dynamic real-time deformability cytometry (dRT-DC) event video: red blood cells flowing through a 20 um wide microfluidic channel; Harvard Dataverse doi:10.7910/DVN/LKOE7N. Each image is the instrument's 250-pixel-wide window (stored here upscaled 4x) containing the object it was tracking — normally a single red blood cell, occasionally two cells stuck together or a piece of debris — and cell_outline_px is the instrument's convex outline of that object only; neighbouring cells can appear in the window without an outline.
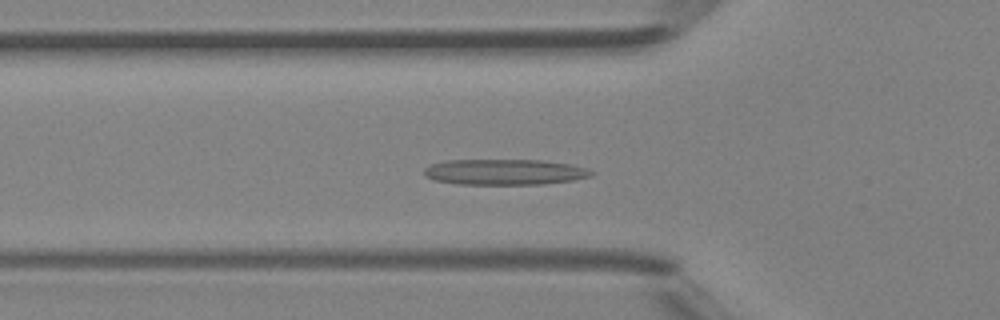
{"species": "Egyptian fruit bat (a non-hibernating species)", "species_latin": "Rousettus aegyptiacus", "temperature_condition": "room temperature", "stored_images_in_passage": 41, "camera_frame_rate_fps": 3000, "um_per_image_px": 0.085, "animal": {"sex": "female"}, "frame": {"image": 1, "passage_image": 10, "time_ms": 3.0, "image_size_px": [1000, 320], "cell_outline_px": [[596, 172], [592, 176], [572, 180], [544, 184], [456, 184], [436, 180], [424, 176], [424, 168], [428, 164], [448, 160], [540, 160], [572, 164]], "centroid_in_image_um": [42.88, 14.61], "position_along_channel_um": 82.9, "area_um2": 25.14}}
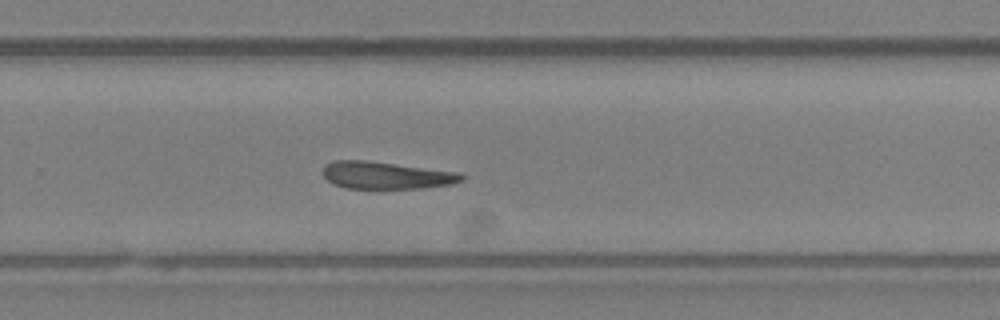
{"frame": {"image": 2, "passage_image": 25, "time_ms": 8.0, "image_size_px": [1000, 320], "cell_outline_px": [[464, 176], [460, 180], [452, 184], [424, 188], [344, 188], [332, 184], [324, 176], [324, 164], [332, 160], [368, 160], [460, 172]], "centroid_in_image_um": [32.8, 14.89], "position_along_channel_um": 297.0, "area_um2": 22.14}}
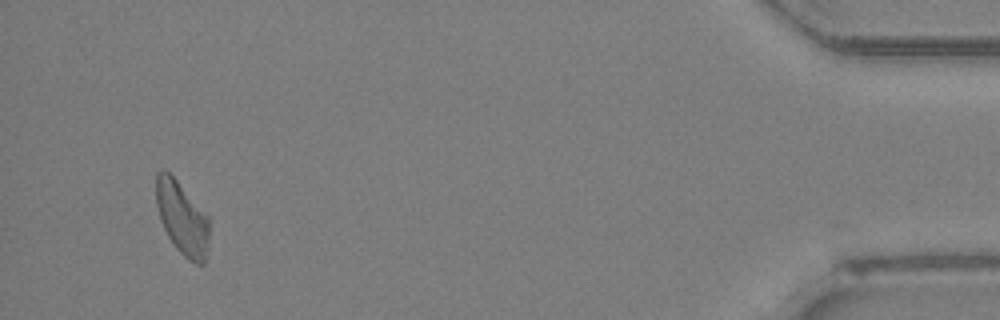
{"frame": {"image": 3, "passage_image": 39, "time_ms": 12.667, "image_size_px": [1000, 320], "cell_outline_px": [[208, 248], [204, 264], [196, 264], [188, 260], [176, 248], [168, 236], [160, 220], [156, 204], [156, 172], [164, 168], [176, 180], [208, 216]], "centroid_in_image_um": [15.46, 18.55], "position_along_channel_um": 419.7, "area_um2": 22.43}, "authors_computed_cell_mechanics": {"area_um2": 23.0622, "velocity_mm_per_s": 4.2818, "shape_relaxation_time_tau1_ms": null, "shape_relaxation_time_tau2_ms": 6.4297, "deformation_change_tau1": null, "deformation_change_tau2": 0.1855}}